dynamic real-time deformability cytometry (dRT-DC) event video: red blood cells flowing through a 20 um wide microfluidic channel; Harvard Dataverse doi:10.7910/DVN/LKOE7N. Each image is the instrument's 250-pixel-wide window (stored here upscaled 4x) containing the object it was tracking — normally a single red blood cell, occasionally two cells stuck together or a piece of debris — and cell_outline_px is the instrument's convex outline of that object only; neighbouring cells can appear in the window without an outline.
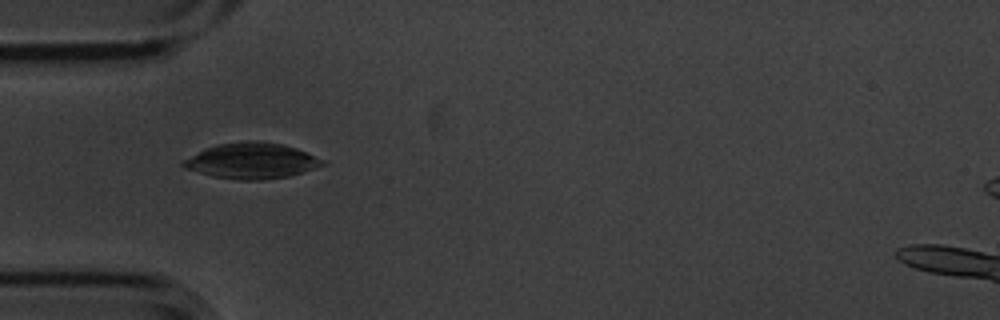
{"species": "common noctule bat (a hibernating species)", "species_latin": "Nyctalus noctula", "temperature_condition": "cold", "stored_images_in_passage": 1, "camera_frame_rate_fps": 3000, "um_per_image_px": 0.085, "animal": {"sex": "male", "body_mass_g": 20.1, "forearm_length_mm": 53.5}, "frame": {"image": 1, "passage_image": 1, "time_ms": 0.0, "image_size_px": [1000, 320], "cell_outline_px": [[328, 164], [304, 172], [288, 176], [260, 180], [240, 180], [212, 176], [188, 168], [180, 164], [184, 160], [204, 148], [216, 144], [248, 140], [256, 140], [280, 144], [296, 148], [324, 160]], "centroid_in_image_um": [21.42, 13.66], "position_along_channel_um": 63.6, "area_um2": 28.84}}